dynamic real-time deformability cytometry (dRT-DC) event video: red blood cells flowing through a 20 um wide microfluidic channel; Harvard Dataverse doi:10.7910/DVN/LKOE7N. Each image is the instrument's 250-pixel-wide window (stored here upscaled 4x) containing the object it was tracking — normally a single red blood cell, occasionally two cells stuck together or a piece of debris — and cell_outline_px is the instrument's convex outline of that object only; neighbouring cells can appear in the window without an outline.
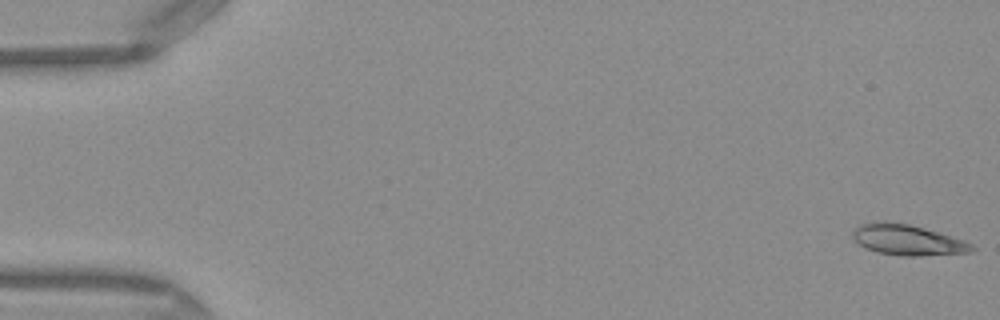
{"species": "Egyptian fruit bat (a non-hibernating species)", "species_latin": "Rousettus aegyptiacus", "temperature_condition": "warm", "stored_images_in_passage": 14, "camera_frame_rate_fps": 3000, "um_per_image_px": 0.085, "frame": {"image": 1, "passage_image": 1, "time_ms": 0.0, "image_size_px": [1000, 320], "cell_outline_px": [[976, 248], [972, 252], [920, 256], [900, 256], [876, 252], [864, 248], [852, 236], [852, 232], [860, 224], [880, 220], [884, 220], [908, 224], [964, 240], [972, 244]], "centroid_in_image_um": [77.12, 20.4], "position_along_channel_um": 7.9, "area_um2": 21.27}}